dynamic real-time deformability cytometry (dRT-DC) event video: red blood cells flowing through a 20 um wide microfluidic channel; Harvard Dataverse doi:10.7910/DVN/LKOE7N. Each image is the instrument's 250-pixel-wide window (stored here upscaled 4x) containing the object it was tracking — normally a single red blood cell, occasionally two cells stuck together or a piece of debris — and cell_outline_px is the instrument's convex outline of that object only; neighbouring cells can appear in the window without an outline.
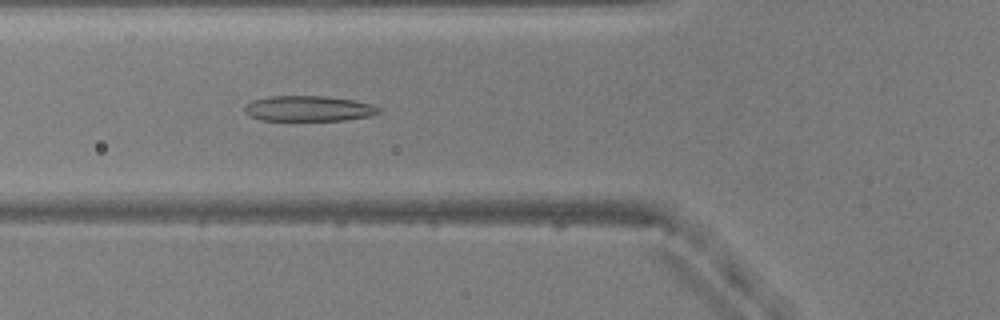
{"species": "common noctule bat (a hibernating species)", "species_latin": "Nyctalus noctula", "temperature_condition": "warm", "stored_images_in_passage": 51, "camera_frame_rate_fps": 3000, "um_per_image_px": 0.085, "animal": {"sex": "male", "body_mass_g": 20.5, "forearm_length_mm": 52.5}, "frame": {"image": 1, "passage_image": 19, "time_ms": 6.0, "image_size_px": [1000, 320], "cell_outline_px": [[384, 108], [380, 112], [368, 116], [344, 120], [260, 120], [248, 116], [244, 112], [244, 108], [252, 100], [272, 96], [324, 96], [352, 100], [372, 104]], "centroid_in_image_um": [26.23, 9.23], "position_along_channel_um": 99.6, "area_um2": 19.88}}
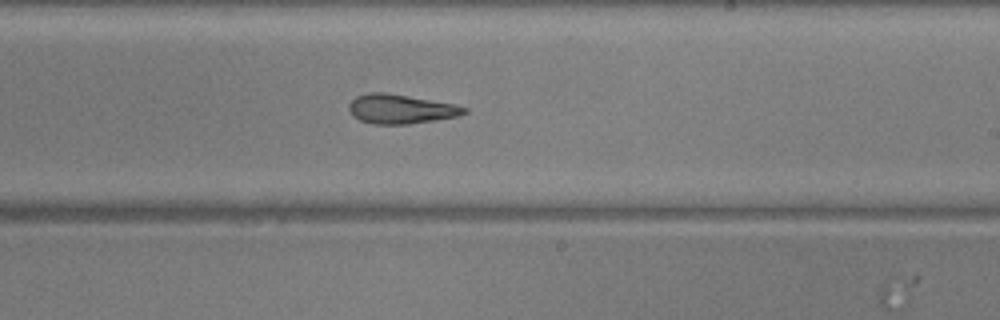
{"frame": {"image": 2, "passage_image": 31, "time_ms": 10.0, "image_size_px": [1000, 320], "cell_outline_px": [[468, 112], [460, 116], [408, 124], [372, 124], [360, 120], [348, 108], [348, 104], [356, 96], [368, 92], [384, 92], [456, 104], [468, 108]], "centroid_in_image_um": [34.09, 9.26], "position_along_channel_um": 254.9, "area_um2": 19.65}}
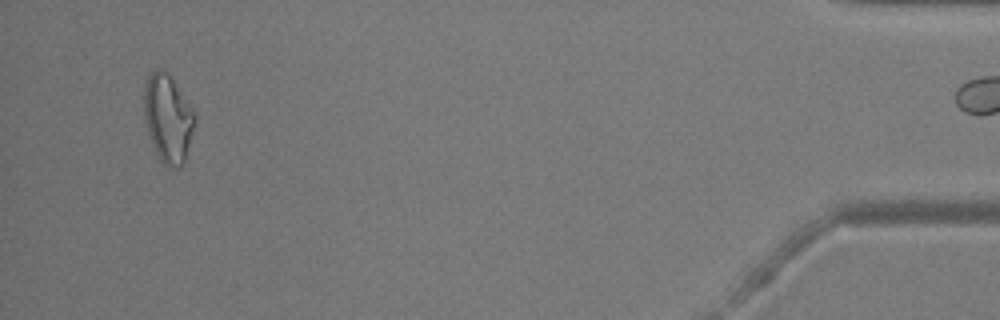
{"frame": {"image": 3, "passage_image": 50, "time_ms": 16.333, "image_size_px": [1000, 320], "cell_outline_px": [[196, 120], [184, 160], [180, 168], [172, 168], [164, 164], [160, 160], [152, 144], [144, 120], [144, 84], [148, 76], [156, 68], [160, 68], [168, 72], [172, 76], [196, 116]], "centroid_in_image_um": [14.25, 10.03], "position_along_channel_um": 420.9, "area_um2": 26.01}}